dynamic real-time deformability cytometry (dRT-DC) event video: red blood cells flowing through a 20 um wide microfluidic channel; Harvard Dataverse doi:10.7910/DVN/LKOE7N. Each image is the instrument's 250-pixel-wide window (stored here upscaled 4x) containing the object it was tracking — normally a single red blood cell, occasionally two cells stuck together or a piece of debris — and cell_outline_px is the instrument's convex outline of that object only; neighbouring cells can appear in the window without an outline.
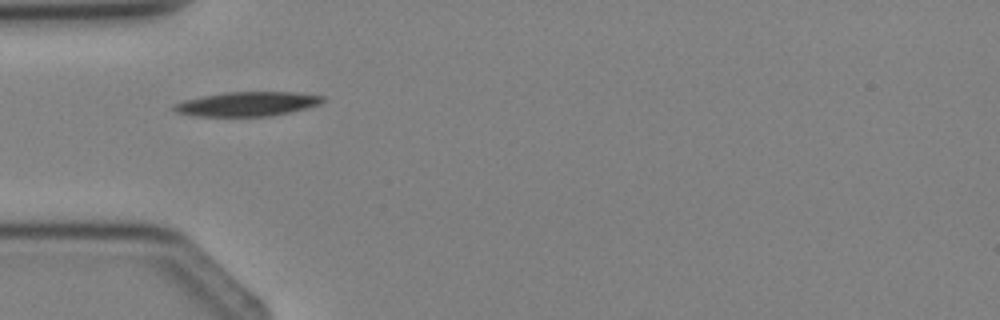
{"species": "Egyptian fruit bat (a non-hibernating species)", "species_latin": "Rousettus aegyptiacus", "temperature_condition": "cold", "stored_images_in_passage": 1, "camera_frame_rate_fps": 3000, "um_per_image_px": 0.085, "animal": {"sex": "female"}, "frame": {"image": 1, "passage_image": 1, "time_ms": 0.0, "image_size_px": [1000, 320], "cell_outline_px": [[324, 100], [320, 104], [308, 108], [272, 116], [196, 116], [176, 112], [172, 108], [176, 104], [184, 100], [224, 92], [296, 92], [324, 96]], "centroid_in_image_um": [21.06, 8.84], "position_along_channel_um": 63.9, "area_um2": 21.04}}